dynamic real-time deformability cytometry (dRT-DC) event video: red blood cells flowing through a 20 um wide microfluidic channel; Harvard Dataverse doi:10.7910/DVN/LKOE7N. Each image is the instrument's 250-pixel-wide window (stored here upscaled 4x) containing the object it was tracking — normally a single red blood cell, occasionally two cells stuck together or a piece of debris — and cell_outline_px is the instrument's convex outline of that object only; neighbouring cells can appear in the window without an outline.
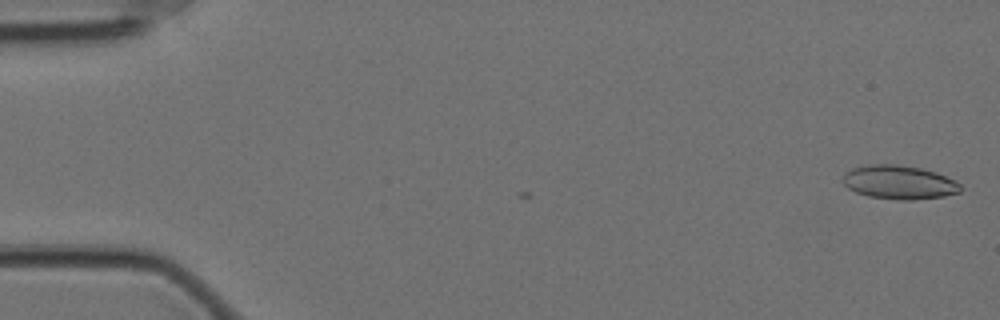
{"species": "Egyptian fruit bat (a non-hibernating species)", "species_latin": "Rousettus aegyptiacus", "temperature_condition": "cold", "stored_images_in_passage": 2, "camera_frame_rate_fps": 3000, "um_per_image_px": 0.085, "animal": {"sex": "female"}, "frame": {"image": 1, "passage_image": 2, "time_ms": 0.333, "image_size_px": [1000, 320], "cell_outline_px": [[960, 192], [944, 196], [908, 200], [904, 200], [868, 196], [856, 192], [848, 188], [840, 180], [844, 172], [852, 168], [868, 164], [896, 164], [920, 168], [936, 172], [956, 180], [960, 184]], "centroid_in_image_um": [76.39, 15.48], "position_along_channel_um": 8.6, "area_um2": 23.24}}